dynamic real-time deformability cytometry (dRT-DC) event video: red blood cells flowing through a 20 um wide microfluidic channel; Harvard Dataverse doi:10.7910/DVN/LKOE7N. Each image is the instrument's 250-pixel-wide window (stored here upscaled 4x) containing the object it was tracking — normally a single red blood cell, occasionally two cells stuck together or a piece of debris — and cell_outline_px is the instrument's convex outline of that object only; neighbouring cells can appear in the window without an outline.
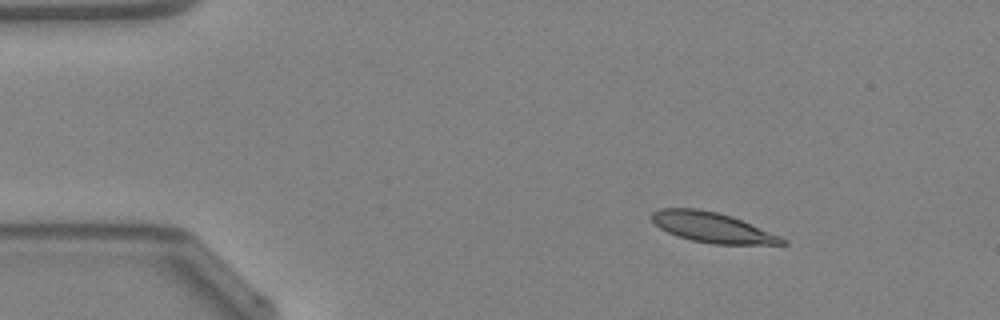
{"species": "Egyptian fruit bat (a non-hibernating species)", "species_latin": "Rousettus aegyptiacus", "temperature_condition": "warm", "stored_images_in_passage": 47, "camera_frame_rate_fps": 3000, "um_per_image_px": 0.085, "animal": {"sex": "female"}, "frame": {"image": 1, "passage_image": 6, "time_ms": 1.667, "image_size_px": [1000, 320], "cell_outline_px": [[788, 244], [712, 244], [692, 240], [676, 236], [660, 228], [652, 220], [652, 212], [660, 208], [696, 208], [716, 212], [732, 216], [780, 236], [788, 240]], "centroid_in_image_um": [60.54, 19.33], "position_along_channel_um": 24.5, "area_um2": 22.77}}
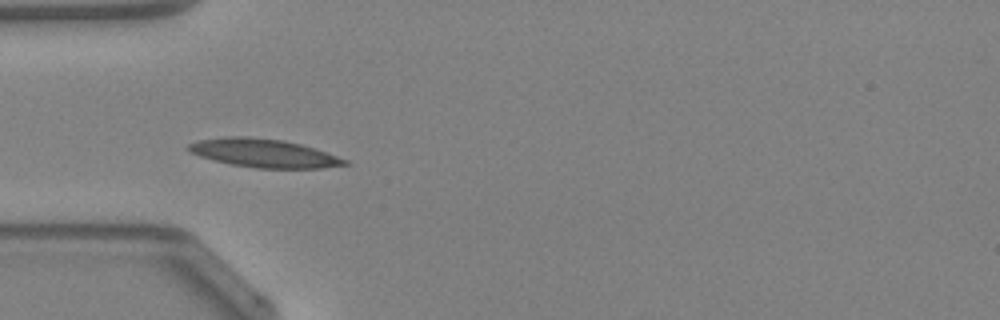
{"frame": {"image": 2, "passage_image": 14, "time_ms": 4.333, "image_size_px": [1000, 320], "cell_outline_px": [[352, 164], [320, 168], [256, 168], [232, 164], [200, 156], [184, 148], [188, 144], [200, 140], [224, 136], [244, 136], [284, 140], [300, 144], [348, 160]], "centroid_in_image_um": [22.41, 13.01], "position_along_channel_um": 62.6, "area_um2": 25.61}}
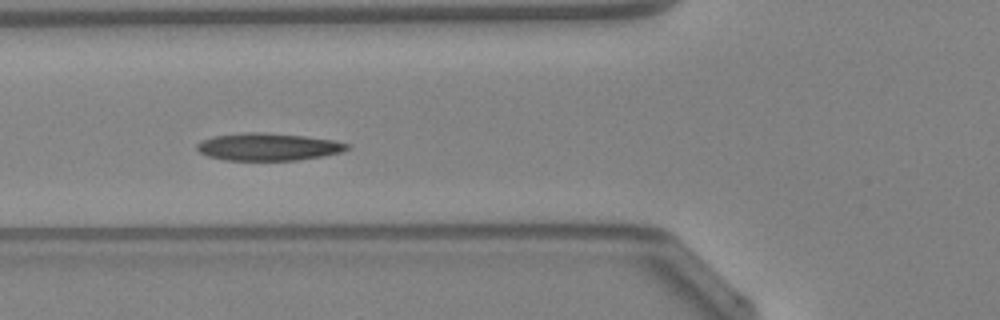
{"frame": {"image": 3, "passage_image": 17, "time_ms": 5.333, "image_size_px": [1000, 320], "cell_outline_px": [[348, 148], [340, 152], [324, 156], [296, 160], [224, 160], [208, 156], [200, 152], [196, 148], [196, 144], [204, 140], [216, 136], [248, 132], [264, 132], [304, 136], [332, 140], [348, 144]], "centroid_in_image_um": [22.78, 12.48], "position_along_channel_um": 103.0, "area_um2": 23.7}, "authors_computed_cell_mechanics": {"area_um2": 23.1778, "velocity_mm_per_s": 4.2283, "shape_relaxation_time_tau1_ms": 3.9061, "shape_relaxation_time_tau2_ms": 7.2423, "deformation_change_tau1": 0.1173, "deformation_change_tau2": 0.1332}}